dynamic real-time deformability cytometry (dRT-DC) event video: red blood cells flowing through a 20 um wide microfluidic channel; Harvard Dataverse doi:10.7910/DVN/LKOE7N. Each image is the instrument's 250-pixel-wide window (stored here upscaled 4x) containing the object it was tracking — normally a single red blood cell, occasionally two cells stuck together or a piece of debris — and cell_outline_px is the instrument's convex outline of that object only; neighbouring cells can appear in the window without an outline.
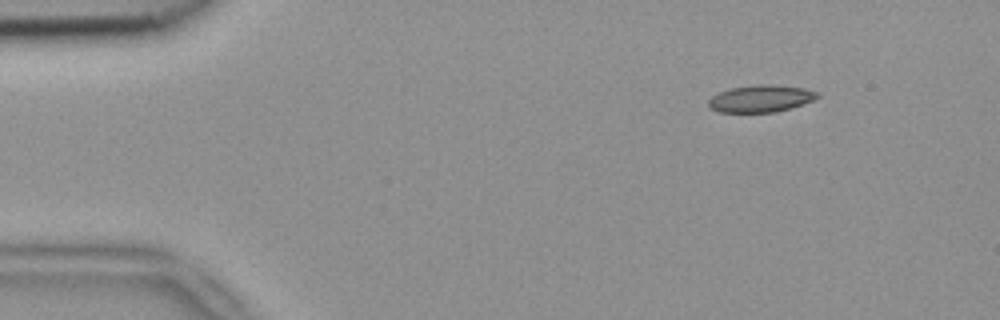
{"species": "common noctule bat (a hibernating species)", "species_latin": "Nyctalus noctula", "temperature_condition": "room temperature", "stored_images_in_passage": 6, "camera_frame_rate_fps": 3000, "um_per_image_px": 0.085, "animal": {"sex": "female", "body_mass_g": 18.4}, "frame": {"image": 1, "passage_image": 1, "time_ms": 0.0, "image_size_px": [1000, 320], "cell_outline_px": [[820, 96], [804, 104], [792, 108], [776, 112], [720, 112], [712, 108], [708, 104], [708, 100], [712, 96], [720, 92], [732, 88], [756, 84], [772, 84], [804, 88], [820, 92]], "centroid_in_image_um": [64.72, 8.37], "position_along_channel_um": 20.3, "area_um2": 17.22}}
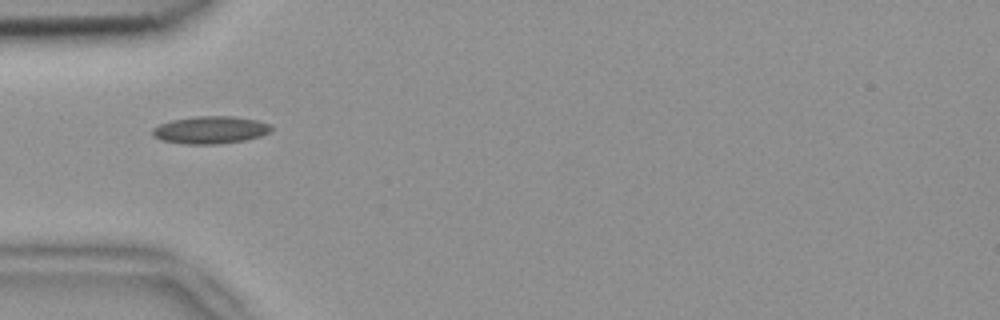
{"frame": {"image": 2, "passage_image": 4, "time_ms": 1.0, "image_size_px": [1000, 320], "cell_outline_px": [[272, 132], [260, 136], [244, 140], [216, 144], [188, 144], [160, 140], [152, 136], [152, 128], [160, 124], [172, 120], [196, 116], [232, 116], [256, 120], [272, 124]], "centroid_in_image_um": [17.89, 11.04], "position_along_channel_um": 67.1, "area_um2": 19.07}}